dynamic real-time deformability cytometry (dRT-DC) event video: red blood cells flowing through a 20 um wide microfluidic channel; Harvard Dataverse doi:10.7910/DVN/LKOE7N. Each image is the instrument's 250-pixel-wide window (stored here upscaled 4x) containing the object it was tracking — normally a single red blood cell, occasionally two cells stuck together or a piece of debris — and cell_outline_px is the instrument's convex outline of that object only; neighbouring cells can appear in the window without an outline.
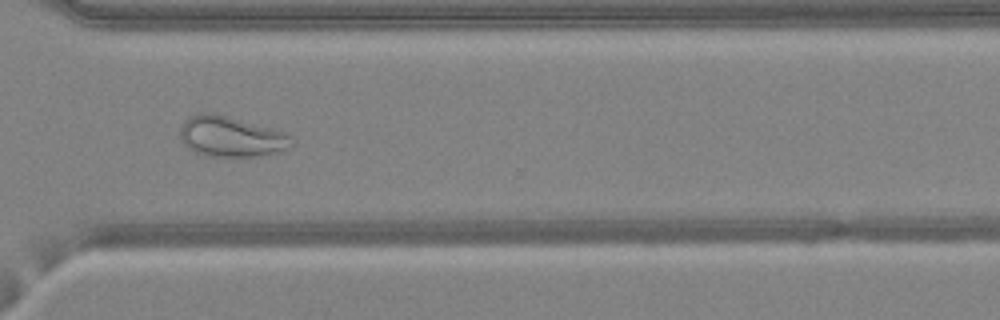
{"species": "common noctule bat (a hibernating species)", "species_latin": "Nyctalus noctula", "temperature_condition": "warm", "stored_images_in_passage": 48, "camera_frame_rate_fps": 3000, "um_per_image_px": 0.085, "animal": {"sex": "female", "body_mass_g": 24.6, "forearm_length_mm": 56.2}, "frame": {"image": 1, "passage_image": 36, "time_ms": 11.667, "image_size_px": [1000, 320], "cell_outline_px": [[296, 140], [288, 148], [280, 152], [260, 156], [208, 156], [196, 152], [188, 148], [184, 144], [180, 136], [180, 128], [184, 120], [188, 116], [204, 112], [212, 112], [284, 132], [292, 136]], "centroid_in_image_um": [19.64, 11.61], "position_along_channel_um": 351.0, "area_um2": 26.3}}
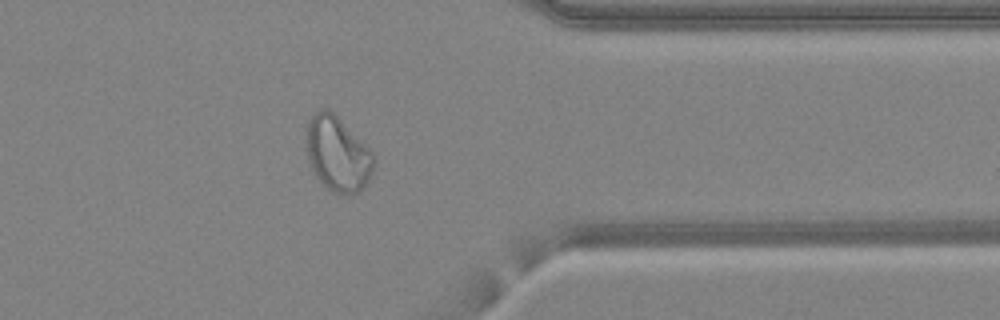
{"frame": {"image": 2, "passage_image": 39, "time_ms": 12.667, "image_size_px": [1000, 320], "cell_outline_px": [[376, 160], [372, 172], [364, 188], [356, 192], [332, 192], [316, 176], [308, 164], [308, 120], [320, 108], [328, 108], [376, 156]], "centroid_in_image_um": [28.71, 13.08], "position_along_channel_um": 382.7, "area_um2": 28.67}}
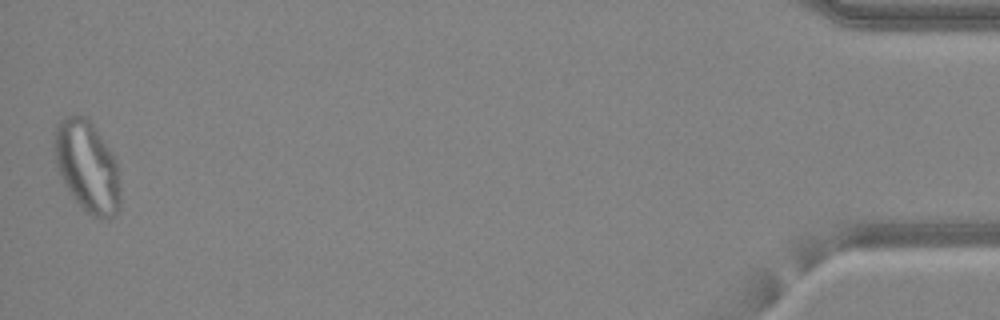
{"frame": {"image": 3, "passage_image": 48, "time_ms": 15.667, "image_size_px": [1000, 320], "cell_outline_px": [[120, 208], [108, 220], [104, 220], [92, 216], [76, 200], [64, 184], [56, 168], [52, 148], [52, 144], [56, 128], [60, 120], [64, 116], [88, 116], [96, 128], [116, 160], [120, 192]], "centroid_in_image_um": [7.39, 14.13], "position_along_channel_um": 427.8, "area_um2": 35.26}}